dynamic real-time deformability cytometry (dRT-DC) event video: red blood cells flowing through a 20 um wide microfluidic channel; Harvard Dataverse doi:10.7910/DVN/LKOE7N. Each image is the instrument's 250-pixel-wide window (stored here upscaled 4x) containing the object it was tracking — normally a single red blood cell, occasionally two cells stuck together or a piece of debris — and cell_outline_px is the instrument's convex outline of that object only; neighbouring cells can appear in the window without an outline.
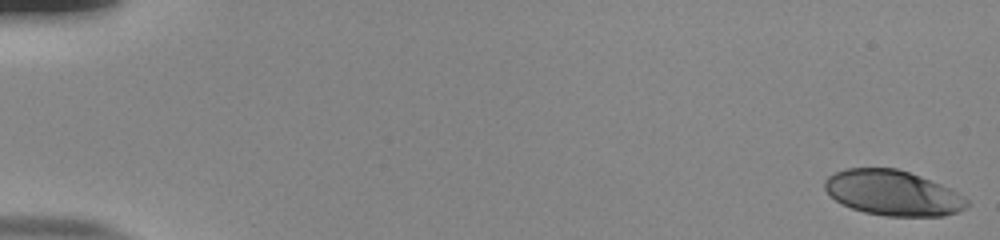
{"species": "human", "species_latin": "Homo sapiens", "temperature_condition": "room temperature", "stored_images_in_passage": 55, "camera_frame_rate_fps": 3000, "um_per_image_px": 0.085, "donor": {"sex": "male"}, "frame": {"image": 1, "passage_image": 1, "time_ms": 0.0, "image_size_px": [1000, 240], "cell_outline_px": [[968, 204], [960, 212], [944, 216], [884, 216], [864, 212], [852, 208], [836, 200], [824, 188], [824, 180], [828, 176], [836, 172], [848, 168], [896, 168], [920, 176], [940, 184], [964, 196], [968, 200]], "centroid_in_image_um": [75.9, 16.41], "position_along_channel_um": 9.1, "area_um2": 37.22}}
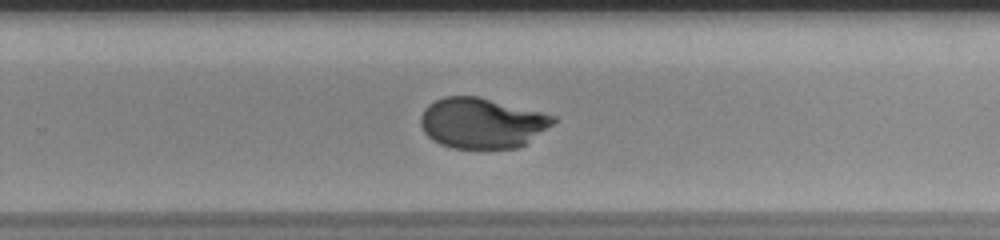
{"frame": {"image": 2, "passage_image": 37, "time_ms": 12.0, "image_size_px": [1000, 240], "cell_outline_px": [[556, 120], [552, 124], [524, 144], [516, 148], [452, 148], [440, 144], [432, 140], [424, 132], [420, 124], [420, 116], [424, 108], [428, 104], [444, 96], [476, 96], [556, 116]], "centroid_in_image_um": [40.9, 10.46], "position_along_channel_um": 288.9, "area_um2": 38.61}}
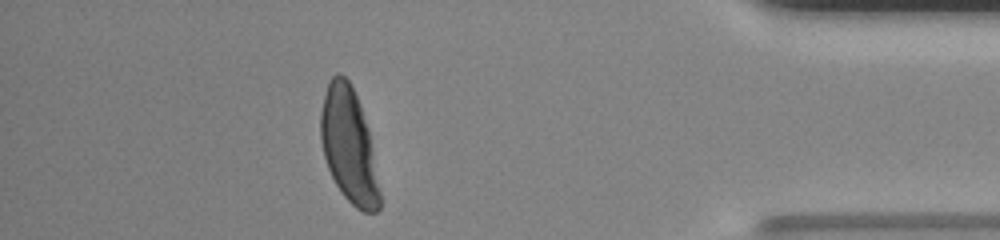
{"frame": {"image": 3, "passage_image": 49, "time_ms": 16.0, "image_size_px": [1000, 240], "cell_outline_px": [[380, 208], [376, 212], [364, 212], [356, 208], [340, 192], [328, 168], [324, 156], [320, 140], [320, 112], [328, 80], [336, 72], [340, 72], [348, 80], [360, 104], [368, 128], [380, 192]], "centroid_in_image_um": [29.63, 12.36], "position_along_channel_um": 405.6, "area_um2": 39.3}, "authors_computed_cell_mechanics": {"area_um2": 39.6508, "velocity_mm_per_s": 3.8337, "shape_relaxation_time_tau1_ms": 4.8772, "shape_relaxation_time_tau2_ms": null, "deformation_change_tau1": 0.2409, "deformation_change_tau2": null}}